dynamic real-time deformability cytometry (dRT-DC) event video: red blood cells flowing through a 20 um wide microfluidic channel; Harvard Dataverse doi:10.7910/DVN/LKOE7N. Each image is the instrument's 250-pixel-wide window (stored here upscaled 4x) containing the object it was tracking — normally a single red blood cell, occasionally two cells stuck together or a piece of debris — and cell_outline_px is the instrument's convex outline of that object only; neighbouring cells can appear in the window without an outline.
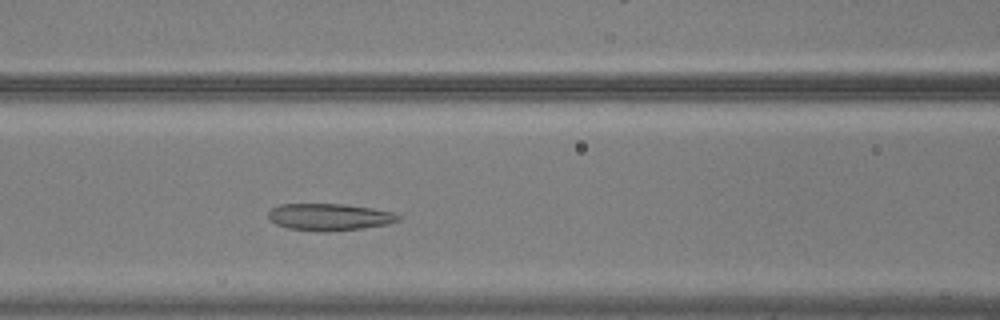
{"species": "common noctule bat (a hibernating species)", "species_latin": "Nyctalus noctula", "temperature_condition": "warm", "stored_images_in_passage": 45, "camera_frame_rate_fps": 3000, "um_per_image_px": 0.085, "animal": {"sex": "male", "body_mass_g": 20.5, "forearm_length_mm": 52.5}, "frame": {"image": 1, "passage_image": 14, "time_ms": 4.333, "image_size_px": [1000, 320], "cell_outline_px": [[400, 220], [388, 224], [364, 228], [320, 232], [288, 228], [276, 224], [268, 216], [268, 212], [272, 208], [280, 204], [344, 204], [372, 208], [392, 212], [400, 216]], "centroid_in_image_um": [28.0, 18.44], "position_along_channel_um": 138.6, "area_um2": 20.35}}
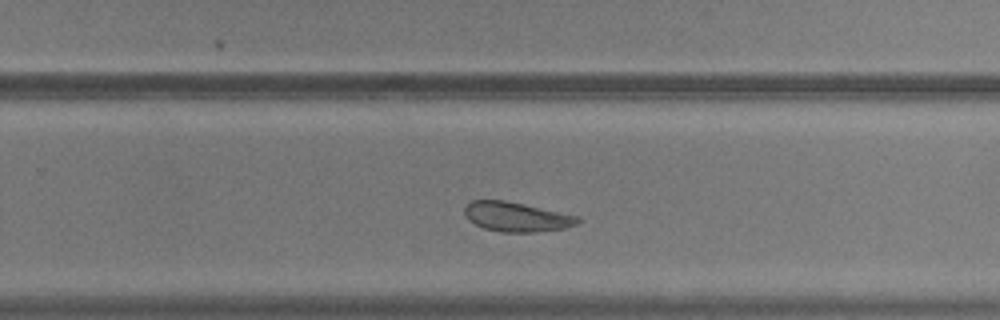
{"frame": {"image": 2, "passage_image": 26, "time_ms": 8.333, "image_size_px": [1000, 320], "cell_outline_px": [[580, 220], [576, 224], [564, 228], [536, 232], [500, 232], [484, 228], [468, 220], [464, 212], [464, 204], [472, 200], [504, 200], [580, 216]], "centroid_in_image_um": [43.87, 18.43], "position_along_channel_um": 285.9, "area_um2": 19.48}}
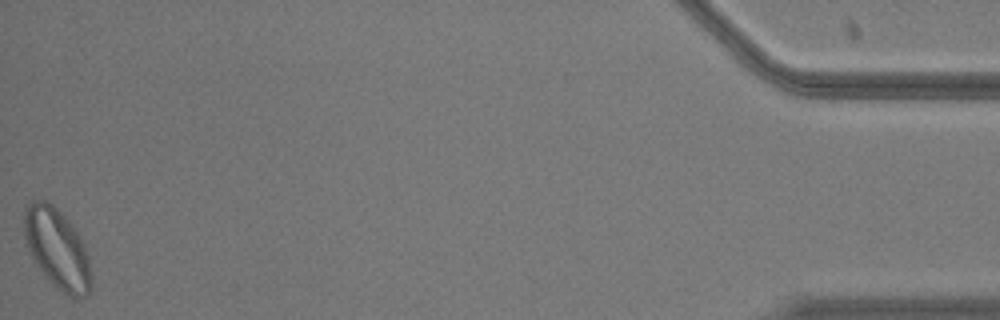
{"frame": {"image": 3, "passage_image": 45, "time_ms": 14.667, "image_size_px": [1000, 320], "cell_outline_px": [[92, 288], [88, 296], [72, 296], [64, 292], [52, 284], [48, 280], [36, 264], [28, 252], [24, 232], [24, 208], [32, 200], [44, 200], [52, 204], [64, 216], [76, 232], [84, 244], [88, 256], [92, 276]], "centroid_in_image_um": [4.85, 21.15], "position_along_channel_um": 430.3, "area_um2": 31.15}, "authors_computed_cell_mechanics": {"area_um2": 21.2704, "velocity_mm_per_s": 3.6995, "shape_relaxation_time_tau1_ms": 6.8, "shape_relaxation_time_tau2_ms": 2.9009, "deformation_change_tau1": 0.1674, "deformation_change_tau2": 0.1008}}